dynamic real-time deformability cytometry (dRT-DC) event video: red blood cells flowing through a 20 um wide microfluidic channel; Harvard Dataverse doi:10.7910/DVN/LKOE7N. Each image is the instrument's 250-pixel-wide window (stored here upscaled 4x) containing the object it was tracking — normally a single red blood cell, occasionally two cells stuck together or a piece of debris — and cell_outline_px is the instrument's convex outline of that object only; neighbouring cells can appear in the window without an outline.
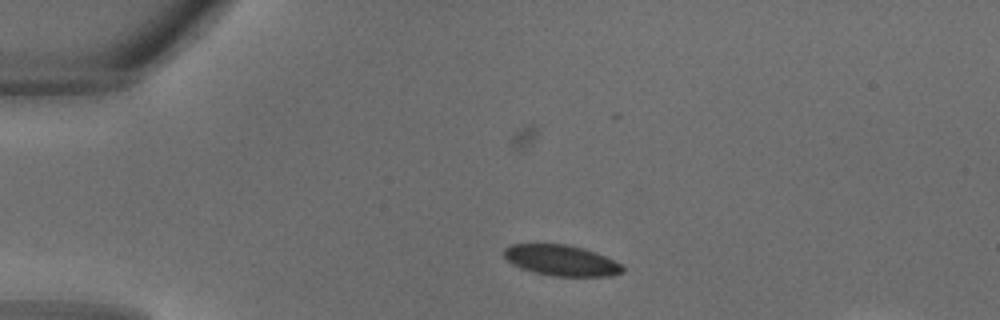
{"species": "common noctule bat (a hibernating species)", "species_latin": "Nyctalus noctula", "temperature_condition": "warm", "stored_images_in_passage": 30, "camera_frame_rate_fps": 3000, "um_per_image_px": 0.085, "animal": {"sex": "male", "body_mass_g": 18.8}, "frame": {"image": 1, "passage_image": 5, "time_ms": 1.333, "image_size_px": [1000, 320], "cell_outline_px": [[624, 272], [612, 276], [552, 276], [520, 268], [512, 264], [504, 256], [504, 248], [508, 244], [564, 244], [596, 252], [620, 264], [624, 268]], "centroid_in_image_um": [47.69, 22.14], "position_along_channel_um": 37.3, "area_um2": 21.1}}
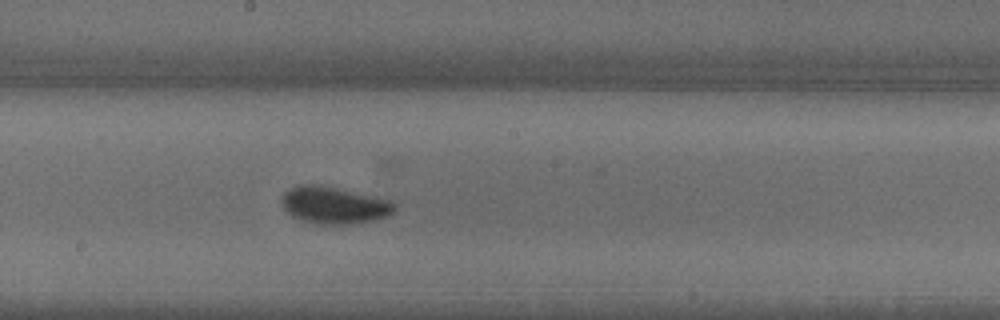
{"frame": {"image": 2, "passage_image": 16, "time_ms": 5.0, "image_size_px": [1000, 320], "cell_outline_px": [[396, 208], [392, 212], [384, 216], [372, 220], [348, 224], [324, 224], [304, 220], [292, 216], [284, 208], [284, 192], [288, 188], [300, 184], [320, 184], [392, 200], [396, 204]], "centroid_in_image_um": [28.41, 17.41], "position_along_channel_um": 219.8, "area_um2": 23.99}}
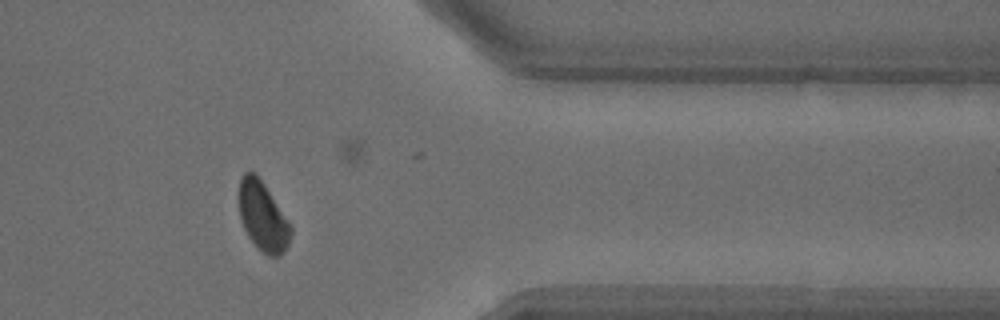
{"frame": {"image": 3, "passage_image": 25, "time_ms": 8.0, "image_size_px": [1000, 320], "cell_outline_px": [[292, 232], [288, 244], [284, 252], [280, 256], [268, 256], [256, 248], [248, 236], [240, 220], [236, 196], [240, 176], [244, 172], [256, 172], [292, 224]], "centroid_in_image_um": [22.3, 18.36], "position_along_channel_um": 389.1, "area_um2": 21.79}}